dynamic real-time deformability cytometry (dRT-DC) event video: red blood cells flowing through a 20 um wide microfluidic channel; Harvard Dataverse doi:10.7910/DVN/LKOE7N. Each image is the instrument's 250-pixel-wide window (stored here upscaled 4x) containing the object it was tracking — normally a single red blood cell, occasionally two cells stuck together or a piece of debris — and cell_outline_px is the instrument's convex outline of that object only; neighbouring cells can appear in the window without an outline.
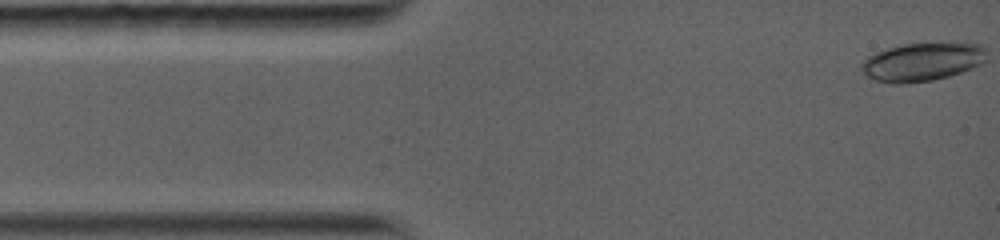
{"species": "common noctule bat (a hibernating species)", "species_latin": "Nyctalus noctula", "temperature_condition": "warm", "stored_images_in_passage": 34, "segment_of_instrument_passage": [1, 2], "camera_frame_rate_fps": 5000, "um_per_image_px": 0.085, "animal": {"sex": "female", "body_mass_g": 19.0, "forearm_length_mm": 56.7}, "frame": {"image": 1, "passage_image": 1, "time_ms": 0.0, "image_size_px": [1000, 240], "cell_outline_px": [[984, 48], [972, 64], [968, 68], [948, 76], [928, 80], [876, 80], [864, 68], [864, 64], [872, 56], [888, 48], [904, 44], [976, 44]], "centroid_in_image_um": [78.35, 5.21], "position_along_channel_um": 6.7, "area_um2": 24.57}}
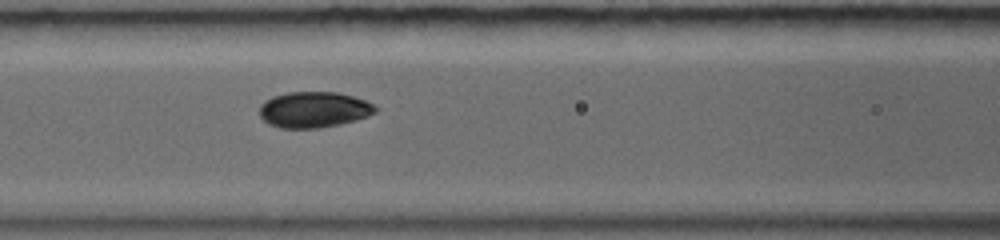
{"frame": {"image": 2, "passage_image": 16, "time_ms": 5.2, "image_size_px": [1000, 240], "cell_outline_px": [[376, 112], [352, 120], [336, 124], [316, 128], [280, 128], [264, 120], [260, 116], [260, 108], [272, 96], [288, 92], [336, 92], [352, 96], [364, 100], [372, 104], [376, 108]], "centroid_in_image_um": [26.65, 9.31], "position_along_channel_um": 140.0, "area_um2": 23.52}}
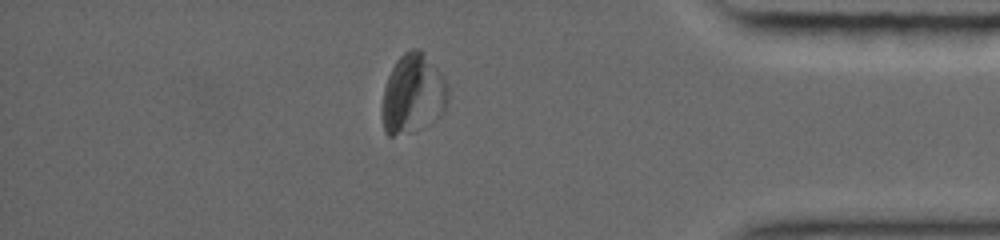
{"frame": {"image": 3, "passage_image": 29, "time_ms": 12.4, "image_size_px": [1000, 240], "cell_outline_px": [[424, 52], [420, 84], [408, 112], [400, 128], [392, 136], [388, 136], [384, 128], [384, 92], [388, 76], [396, 60], [404, 52], [412, 48], [420, 48]], "centroid_in_image_um": [34.16, 7.54], "position_along_channel_um": 401.0, "area_um2": 16.07}}